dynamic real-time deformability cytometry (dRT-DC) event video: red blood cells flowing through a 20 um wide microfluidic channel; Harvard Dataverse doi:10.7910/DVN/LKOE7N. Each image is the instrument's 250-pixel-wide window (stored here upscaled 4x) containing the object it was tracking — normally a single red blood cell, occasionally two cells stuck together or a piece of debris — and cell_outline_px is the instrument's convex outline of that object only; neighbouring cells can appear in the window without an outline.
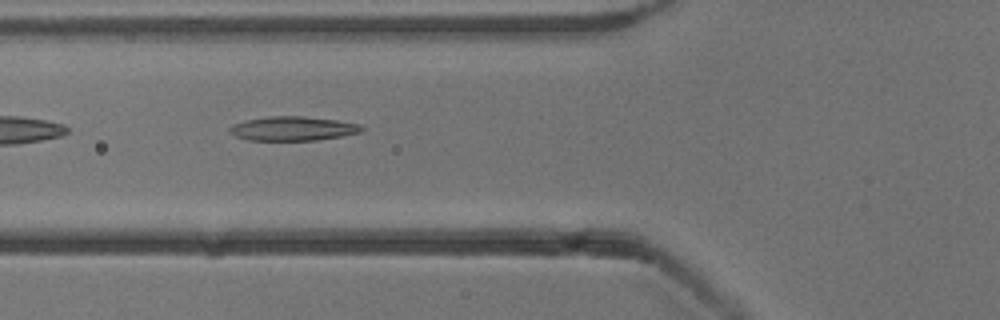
{"species": "common noctule bat (a hibernating species)", "species_latin": "Nyctalus noctula", "temperature_condition": "cold", "stored_images_in_passage": 9, "camera_frame_rate_fps": 3000, "um_per_image_px": 0.085, "animal": {"sex": "male", "body_mass_g": 13.3}, "frame": {"image": 1, "passage_image": 6, "time_ms": 6.0, "image_size_px": [1000, 320], "cell_outline_px": [[364, 132], [344, 136], [316, 140], [248, 140], [236, 136], [228, 132], [228, 128], [232, 124], [248, 120], [268, 116], [304, 116], [336, 120], [360, 124], [364, 128]], "centroid_in_image_um": [24.92, 10.93], "position_along_channel_um": 100.9, "area_um2": 18.73}}
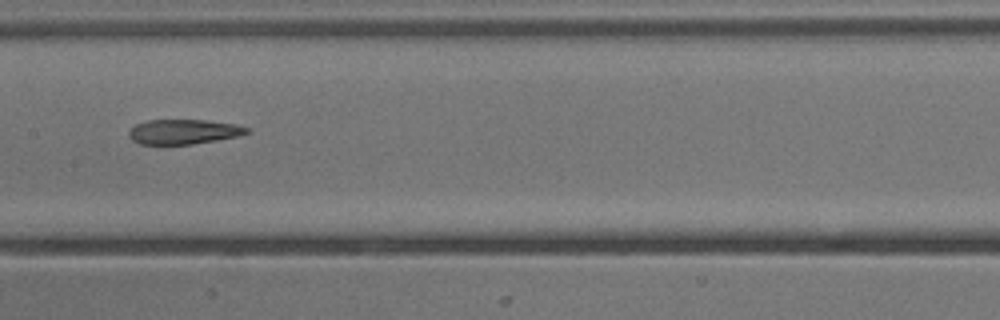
{"frame": {"image": 2, "passage_image": 8, "time_ms": 8.333, "image_size_px": [1000, 320], "cell_outline_px": [[252, 132], [240, 136], [192, 144], [140, 144], [132, 140], [128, 136], [128, 132], [136, 124], [148, 120], [204, 120], [236, 124], [248, 128]], "centroid_in_image_um": [15.63, 11.2], "position_along_channel_um": 191.8, "area_um2": 17.05}}
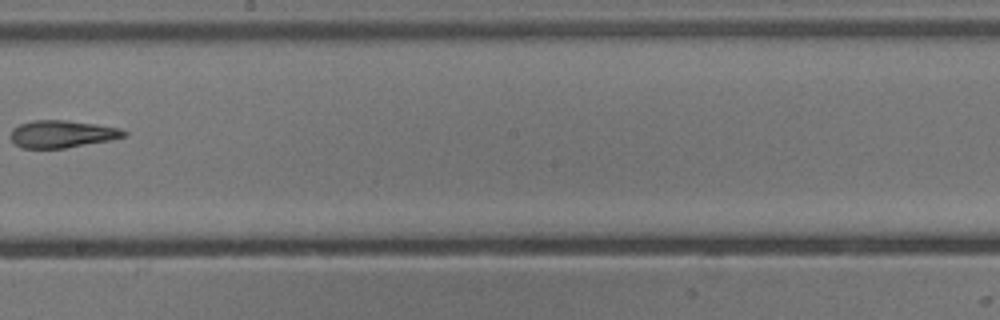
{"frame": {"image": 3, "passage_image": 9, "time_ms": 9.667, "image_size_px": [1000, 320], "cell_outline_px": [[128, 136], [112, 140], [64, 148], [20, 148], [12, 140], [12, 128], [20, 124], [32, 120], [64, 120], [96, 124], [120, 128], [128, 132]], "centroid_in_image_um": [5.32, 11.39], "position_along_channel_um": 242.9, "area_um2": 18.09}}